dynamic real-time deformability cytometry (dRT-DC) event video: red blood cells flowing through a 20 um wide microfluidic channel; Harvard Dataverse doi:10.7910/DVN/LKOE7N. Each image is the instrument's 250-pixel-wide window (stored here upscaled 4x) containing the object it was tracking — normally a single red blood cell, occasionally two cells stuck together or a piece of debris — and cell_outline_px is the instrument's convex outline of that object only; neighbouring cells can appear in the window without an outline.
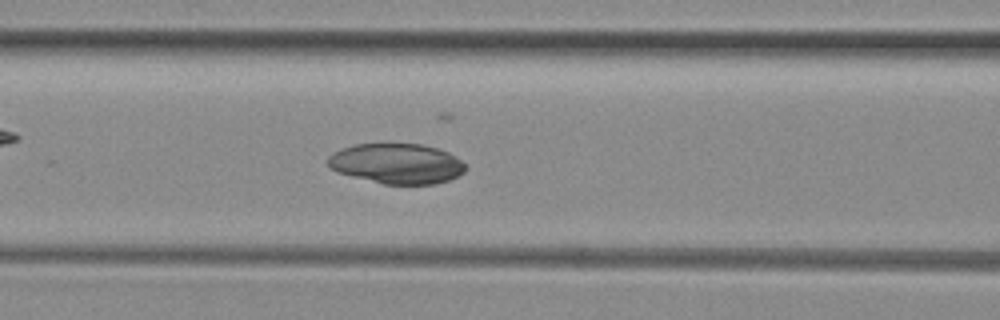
{"species": "common noctule bat (a hibernating species)", "species_latin": "Nyctalus noctula", "temperature_condition": "room temperature", "stored_images_in_passage": 48, "camera_frame_rate_fps": 3000, "um_per_image_px": 0.085, "animal": {"sex": "female", "body_mass_g": 29.2, "forearm_length_mm": 56.3}, "frame": {"image": 1, "passage_image": 17, "time_ms": 5.333, "image_size_px": [1000, 320], "cell_outline_px": [[468, 168], [464, 172], [448, 180], [436, 184], [384, 184], [336, 172], [328, 164], [328, 156], [332, 152], [356, 144], [384, 140], [420, 144], [436, 148], [448, 152], [460, 160]], "centroid_in_image_um": [33.7, 13.86], "position_along_channel_um": 132.9, "area_um2": 32.95}}
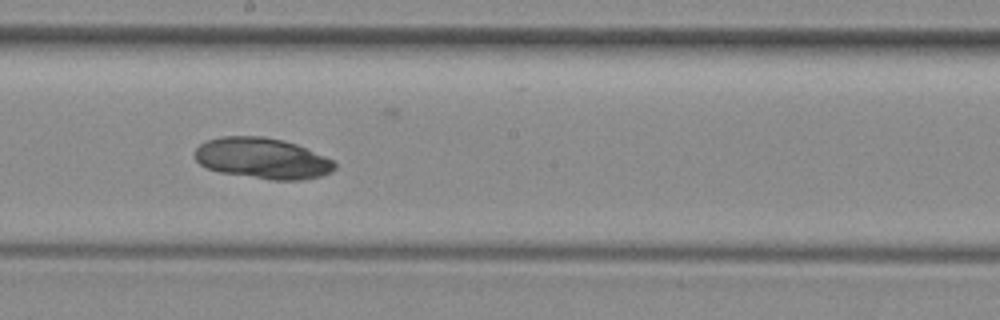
{"frame": {"image": 2, "passage_image": 24, "time_ms": 7.667, "image_size_px": [1000, 320], "cell_outline_px": [[336, 168], [332, 172], [320, 176], [300, 180], [272, 180], [220, 172], [208, 168], [200, 164], [196, 160], [196, 148], [200, 144], [208, 140], [224, 136], [264, 136], [284, 140], [296, 144], [324, 156], [332, 160], [336, 164]], "centroid_in_image_um": [22.32, 13.46], "position_along_channel_um": 225.9, "area_um2": 33.18}}
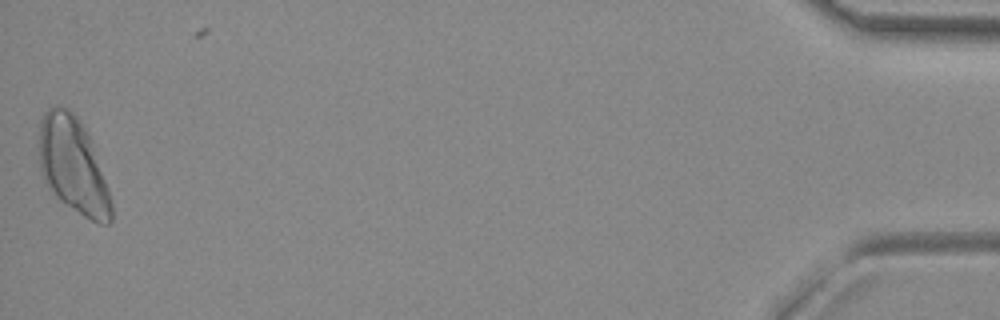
{"frame": {"image": 3, "passage_image": 47, "time_ms": 15.333, "image_size_px": [1000, 320], "cell_outline_px": [[112, 220], [108, 224], [100, 224], [84, 216], [60, 200], [48, 188], [40, 172], [36, 140], [40, 120], [44, 112], [48, 108], [56, 104], [60, 104], [68, 108], [76, 116], [84, 128], [88, 136], [108, 188], [112, 200]], "centroid_in_image_um": [6.14, 14.02], "position_along_channel_um": 429.1, "area_um2": 40.69}}